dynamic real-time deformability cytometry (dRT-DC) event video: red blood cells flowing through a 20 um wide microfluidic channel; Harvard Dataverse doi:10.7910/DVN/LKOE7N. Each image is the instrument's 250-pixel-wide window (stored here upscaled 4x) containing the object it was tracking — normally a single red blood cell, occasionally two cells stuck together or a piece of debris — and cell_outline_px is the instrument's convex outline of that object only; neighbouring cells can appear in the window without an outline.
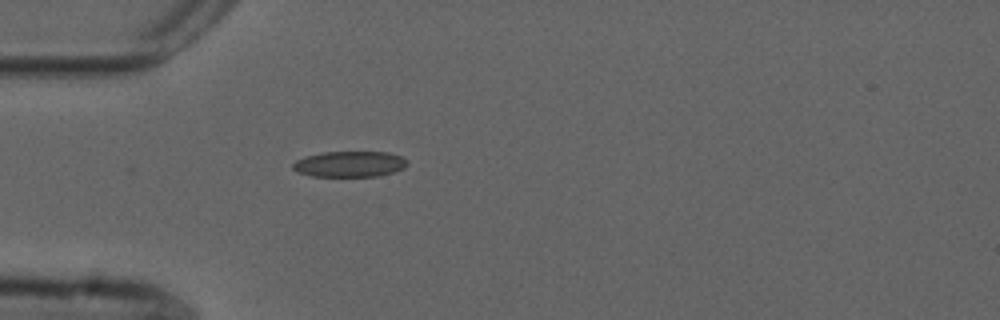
{"species": "common noctule bat (a hibernating species)", "species_latin": "Nyctalus noctula", "temperature_condition": "cold", "stored_images_in_passage": 35, "camera_frame_rate_fps": 3000, "um_per_image_px": 0.085, "animal": {"sex": "male", "forearm_length_mm": 52.5}, "frame": {"image": 1, "passage_image": 1, "time_ms": 0.0, "image_size_px": [1000, 320], "cell_outline_px": [[408, 164], [404, 168], [396, 172], [380, 176], [312, 176], [296, 172], [292, 168], [292, 164], [296, 160], [304, 156], [324, 152], [388, 152], [400, 156], [408, 160]], "centroid_in_image_um": [29.73, 13.95], "position_along_channel_um": 55.3, "area_um2": 17.4}}
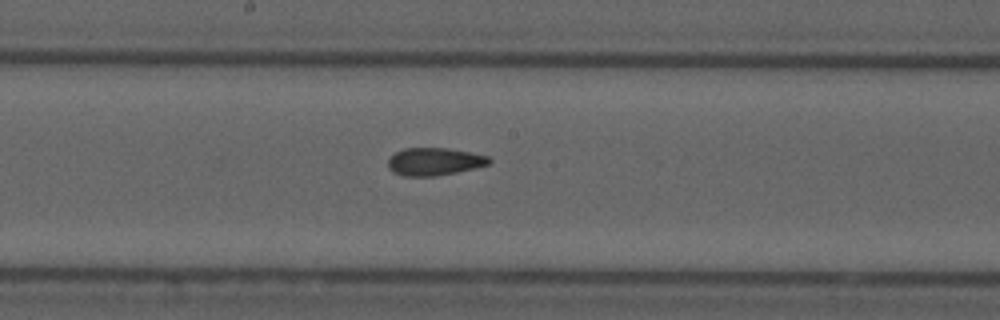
{"frame": {"image": 2, "passage_image": 14, "time_ms": 4.333, "image_size_px": [1000, 320], "cell_outline_px": [[492, 160], [488, 164], [456, 172], [436, 176], [404, 176], [392, 172], [388, 168], [388, 160], [396, 152], [404, 148], [448, 148], [488, 156]], "centroid_in_image_um": [36.88, 13.73], "position_along_channel_um": 211.3, "area_um2": 16.13}}
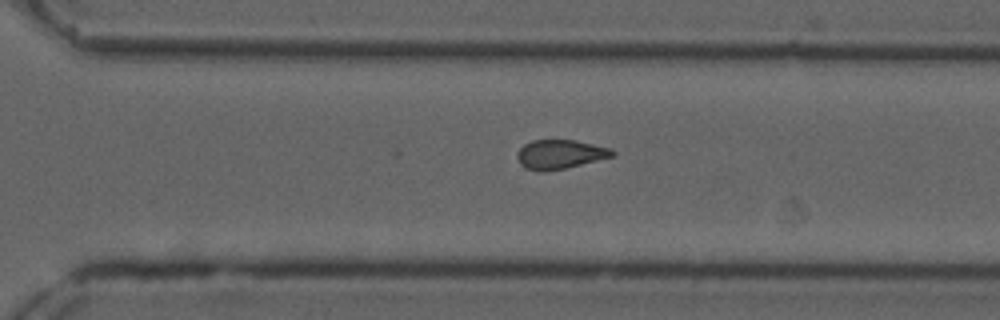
{"frame": {"image": 3, "passage_image": 23, "time_ms": 7.333, "image_size_px": [1000, 320], "cell_outline_px": [[616, 152], [612, 156], [564, 168], [544, 172], [540, 172], [524, 168], [520, 164], [516, 156], [516, 152], [524, 144], [532, 140], [576, 140], [612, 148]], "centroid_in_image_um": [47.55, 13.11], "position_along_channel_um": 323.0, "area_um2": 16.18}, "authors_computed_cell_mechanics": {"area_um2": 16.3574, "velocity_mm_per_s": 3.7441, "shape_relaxation_time_tau1_ms": null, "shape_relaxation_time_tau2_ms": 3.0092, "deformation_change_tau1": null, "deformation_change_tau2": 0.1076}}